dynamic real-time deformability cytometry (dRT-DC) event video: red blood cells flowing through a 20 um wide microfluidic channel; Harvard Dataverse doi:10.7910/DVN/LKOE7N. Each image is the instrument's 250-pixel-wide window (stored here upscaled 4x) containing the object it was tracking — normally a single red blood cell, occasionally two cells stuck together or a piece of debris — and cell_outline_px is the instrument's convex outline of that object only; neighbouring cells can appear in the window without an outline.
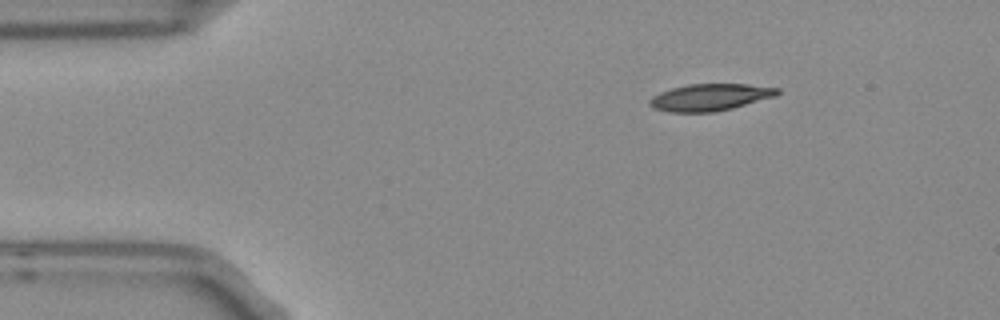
{"species": "Egyptian fruit bat (a non-hibernating species)", "species_latin": "Rousettus aegyptiacus", "temperature_condition": "room temperature", "stored_images_in_passage": 3, "camera_frame_rate_fps": 3000, "um_per_image_px": 0.085, "frame": {"image": 1, "passage_image": 1, "time_ms": 0.0, "image_size_px": [1000, 320], "cell_outline_px": [[780, 92], [776, 96], [732, 108], [716, 112], [668, 112], [652, 108], [648, 104], [648, 100], [652, 96], [660, 92], [672, 88], [688, 84], [748, 84], [780, 88]], "centroid_in_image_um": [60.33, 8.27], "position_along_channel_um": 24.7, "area_um2": 20.17}}
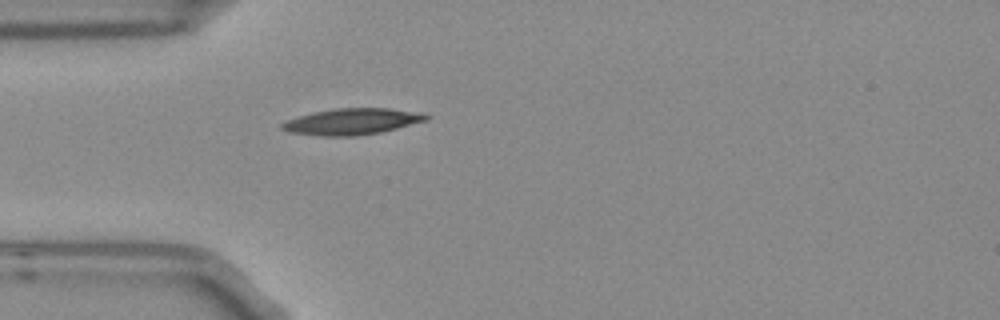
{"frame": {"image": 2, "passage_image": 3, "time_ms": 0.667, "image_size_px": [1000, 320], "cell_outline_px": [[432, 116], [428, 120], [380, 132], [356, 136], [324, 136], [288, 132], [280, 128], [280, 124], [288, 120], [312, 112], [336, 108], [388, 108], [424, 112]], "centroid_in_image_um": [29.97, 10.32], "position_along_channel_um": 55.0, "area_um2": 22.14}}